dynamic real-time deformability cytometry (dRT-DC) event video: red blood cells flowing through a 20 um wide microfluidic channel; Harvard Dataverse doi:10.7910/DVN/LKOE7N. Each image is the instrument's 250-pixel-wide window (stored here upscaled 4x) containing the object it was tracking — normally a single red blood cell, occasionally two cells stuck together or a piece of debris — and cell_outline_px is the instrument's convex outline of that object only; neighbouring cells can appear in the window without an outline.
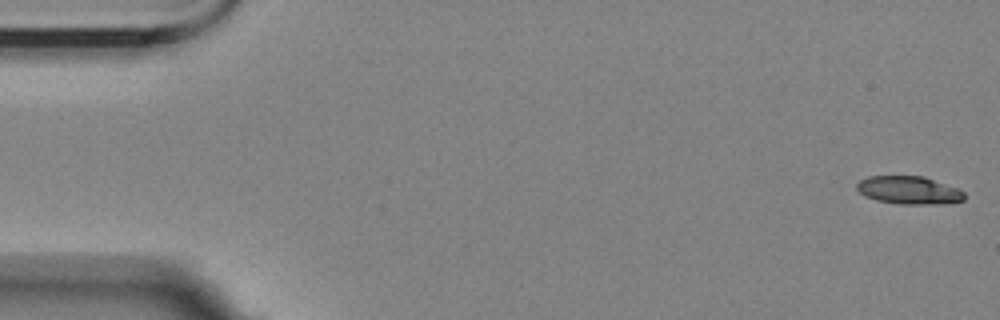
{"species": "Egyptian fruit bat (a non-hibernating species)", "species_latin": "Rousettus aegyptiacus", "temperature_condition": "room temperature", "stored_images_in_passage": 49, "camera_frame_rate_fps": 3000, "um_per_image_px": 0.085, "animal": {"sex": "female"}, "frame": {"image": 1, "passage_image": 1, "time_ms": 0.0, "image_size_px": [1000, 320], "cell_outline_px": [[964, 200], [936, 204], [900, 204], [876, 200], [864, 196], [856, 188], [856, 184], [860, 180], [868, 176], [924, 176], [956, 188], [964, 192]], "centroid_in_image_um": [77.21, 16.16], "position_along_channel_um": 7.8, "area_um2": 17.4}}
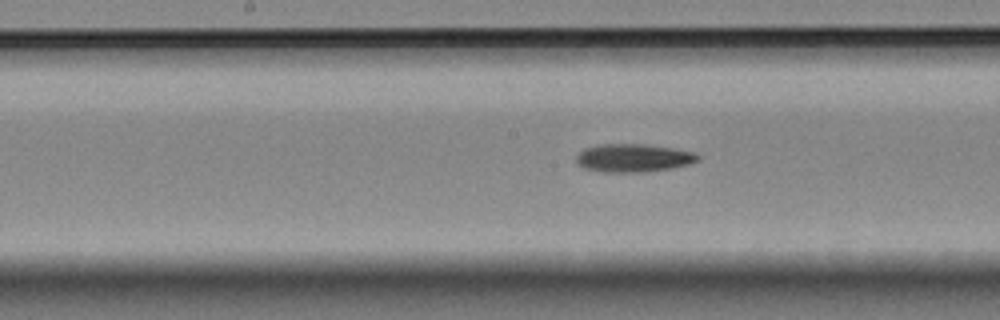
{"frame": {"image": 2, "passage_image": 28, "time_ms": 9.0, "image_size_px": [1000, 320], "cell_outline_px": [[700, 160], [688, 164], [672, 168], [640, 172], [604, 172], [584, 168], [576, 160], [576, 156], [584, 148], [604, 144], [640, 144], [672, 148], [696, 152], [700, 156]], "centroid_in_image_um": [53.86, 13.42], "position_along_channel_um": 194.3, "area_um2": 19.77}}
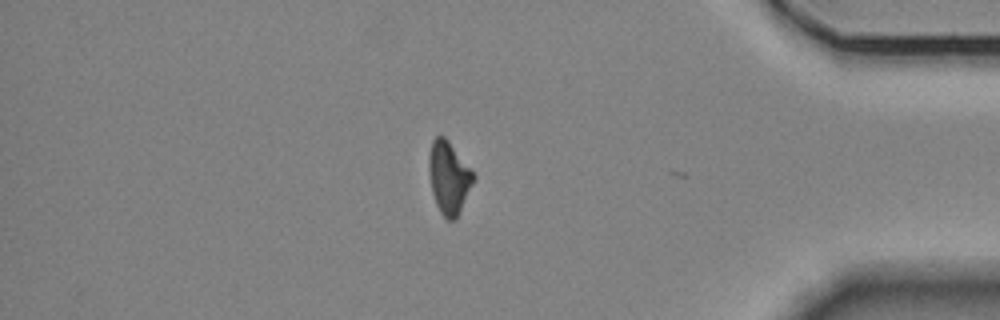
{"frame": {"image": 3, "passage_image": 48, "time_ms": 15.667, "image_size_px": [1000, 320], "cell_outline_px": [[476, 176], [456, 220], [448, 220], [440, 212], [436, 204], [432, 192], [428, 168], [428, 156], [432, 140], [436, 136], [444, 136], [448, 140]], "centroid_in_image_um": [38.13, 15.09], "position_along_channel_um": 397.1, "area_um2": 18.67}, "authors_computed_cell_mechanics": {"area_um2": 18.8428, "velocity_mm_per_s": 3.5305, "shape_relaxation_time_tau1_ms": 6.0283, "shape_relaxation_time_tau2_ms": null, "deformation_change_tau1": 0.1766, "deformation_change_tau2": null}}